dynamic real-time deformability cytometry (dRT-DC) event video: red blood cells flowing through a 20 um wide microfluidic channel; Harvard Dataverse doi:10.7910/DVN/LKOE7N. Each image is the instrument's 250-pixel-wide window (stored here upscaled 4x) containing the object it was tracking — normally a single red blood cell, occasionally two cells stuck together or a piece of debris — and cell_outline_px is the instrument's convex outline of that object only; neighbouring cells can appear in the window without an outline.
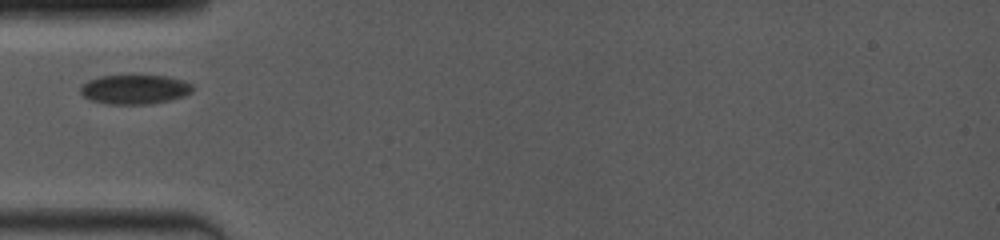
{"species": "common noctule bat (a hibernating species)", "species_latin": "Nyctalus noctula", "temperature_condition": "room temperature", "stored_images_in_passage": 21, "camera_frame_rate_fps": 4000, "um_per_image_px": 0.085, "animal": {"sex": "female", "body_mass_g": 19.0, "forearm_length_mm": 53.3}, "frame": {"image": 1, "passage_image": 1, "time_ms": 0.0, "image_size_px": [1000, 240], "cell_outline_px": [[192, 92], [184, 96], [152, 104], [108, 104], [92, 100], [84, 96], [80, 92], [80, 88], [88, 80], [100, 76], [168, 76], [184, 80], [192, 84]], "centroid_in_image_um": [11.47, 7.6], "position_along_channel_um": 73.5, "area_um2": 19.07}}
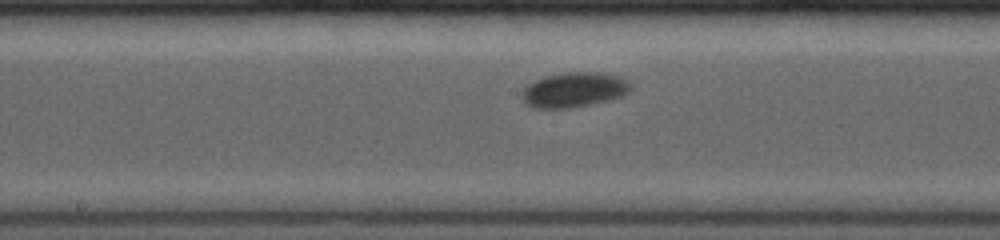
{"frame": {"image": 2, "passage_image": 10, "time_ms": 3.25, "image_size_px": [1000, 240], "cell_outline_px": [[632, 88], [624, 96], [608, 100], [572, 108], [532, 108], [524, 104], [520, 96], [524, 88], [528, 84], [536, 80], [548, 76], [564, 72], [600, 72], [620, 76], [632, 84]], "centroid_in_image_um": [48.79, 7.64], "position_along_channel_um": 199.4, "area_um2": 22.37}}
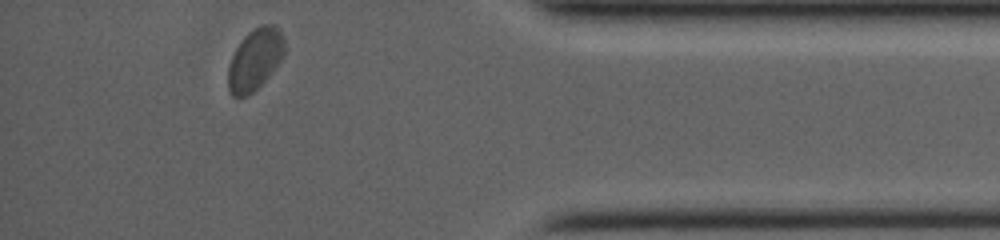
{"frame": {"image": 3, "passage_image": 21, "time_ms": 9.25, "image_size_px": [1000, 240], "cell_outline_px": [[284, 56], [272, 72], [252, 92], [244, 96], [232, 96], [228, 92], [228, 64], [236, 48], [244, 36], [248, 32], [260, 24], [272, 24], [280, 28], [284, 36]], "centroid_in_image_um": [21.68, 5.01], "position_along_channel_um": 413.5, "area_um2": 20.29}}